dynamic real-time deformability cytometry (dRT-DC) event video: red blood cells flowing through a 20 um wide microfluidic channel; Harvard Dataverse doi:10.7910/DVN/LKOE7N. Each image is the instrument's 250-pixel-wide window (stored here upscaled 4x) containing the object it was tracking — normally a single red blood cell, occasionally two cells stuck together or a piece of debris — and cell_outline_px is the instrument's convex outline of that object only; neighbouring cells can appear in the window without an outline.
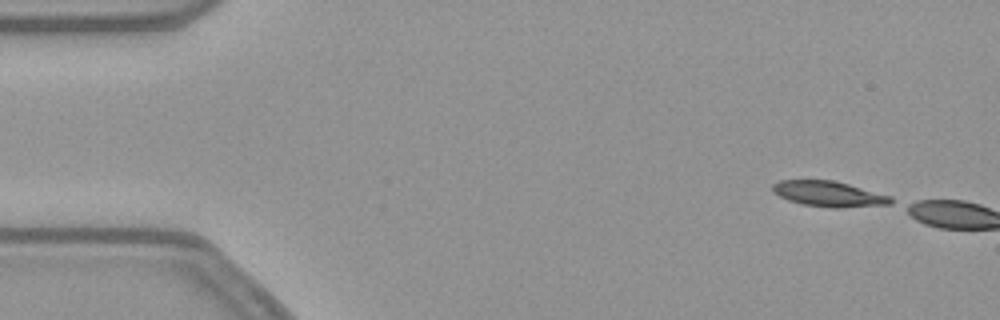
{"species": "common noctule bat (a hibernating species)", "species_latin": "Nyctalus noctula", "temperature_condition": "warm", "stored_images_in_passage": 3, "camera_frame_rate_fps": 3000, "um_per_image_px": 0.085, "animal": {"sex": "female", "body_mass_g": 21.9}, "frame": {"image": 1, "passage_image": 1, "time_ms": 0.0, "image_size_px": [1000, 320], "cell_outline_px": [[892, 204], [840, 208], [832, 208], [804, 204], [788, 200], [772, 192], [772, 184], [780, 180], [832, 180], [848, 184], [892, 196]], "centroid_in_image_um": [70.45, 16.48], "position_along_channel_um": 14.6, "area_um2": 17.51}}